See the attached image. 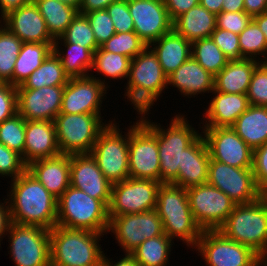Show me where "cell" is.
<instances>
[{"mask_svg": "<svg viewBox=\"0 0 267 266\" xmlns=\"http://www.w3.org/2000/svg\"><path fill=\"white\" fill-rule=\"evenodd\" d=\"M7 200L11 222L51 230L57 225V198L28 170L11 180ZM9 197V198H8Z\"/></svg>", "mask_w": 267, "mask_h": 266, "instance_id": "cell-1", "label": "cell"}, {"mask_svg": "<svg viewBox=\"0 0 267 266\" xmlns=\"http://www.w3.org/2000/svg\"><path fill=\"white\" fill-rule=\"evenodd\" d=\"M104 235L56 225L50 230L51 266H101Z\"/></svg>", "mask_w": 267, "mask_h": 266, "instance_id": "cell-2", "label": "cell"}, {"mask_svg": "<svg viewBox=\"0 0 267 266\" xmlns=\"http://www.w3.org/2000/svg\"><path fill=\"white\" fill-rule=\"evenodd\" d=\"M155 210L162 221L164 233L171 240H182L193 251L203 230L193 217L186 189L171 183H162Z\"/></svg>", "mask_w": 267, "mask_h": 266, "instance_id": "cell-3", "label": "cell"}, {"mask_svg": "<svg viewBox=\"0 0 267 266\" xmlns=\"http://www.w3.org/2000/svg\"><path fill=\"white\" fill-rule=\"evenodd\" d=\"M218 230L250 247L267 263V201L263 197L249 204H236Z\"/></svg>", "mask_w": 267, "mask_h": 266, "instance_id": "cell-4", "label": "cell"}, {"mask_svg": "<svg viewBox=\"0 0 267 266\" xmlns=\"http://www.w3.org/2000/svg\"><path fill=\"white\" fill-rule=\"evenodd\" d=\"M57 225L107 234L108 206L70 185L57 200Z\"/></svg>", "mask_w": 267, "mask_h": 266, "instance_id": "cell-5", "label": "cell"}, {"mask_svg": "<svg viewBox=\"0 0 267 266\" xmlns=\"http://www.w3.org/2000/svg\"><path fill=\"white\" fill-rule=\"evenodd\" d=\"M157 130V143L160 159V182L172 183L178 177V168H182L184 149L200 134L190 125L184 114H176L169 127L160 123L149 122Z\"/></svg>", "mask_w": 267, "mask_h": 266, "instance_id": "cell-6", "label": "cell"}, {"mask_svg": "<svg viewBox=\"0 0 267 266\" xmlns=\"http://www.w3.org/2000/svg\"><path fill=\"white\" fill-rule=\"evenodd\" d=\"M101 114L59 113L54 124L57 142L62 154H90L99 133L115 119L102 122Z\"/></svg>", "mask_w": 267, "mask_h": 266, "instance_id": "cell-7", "label": "cell"}, {"mask_svg": "<svg viewBox=\"0 0 267 266\" xmlns=\"http://www.w3.org/2000/svg\"><path fill=\"white\" fill-rule=\"evenodd\" d=\"M118 124V125H117ZM119 123H109L100 133L90 154L112 183L129 178V128L122 135ZM121 130V131H120Z\"/></svg>", "mask_w": 267, "mask_h": 266, "instance_id": "cell-8", "label": "cell"}, {"mask_svg": "<svg viewBox=\"0 0 267 266\" xmlns=\"http://www.w3.org/2000/svg\"><path fill=\"white\" fill-rule=\"evenodd\" d=\"M196 252L206 266H266L267 263L250 247L227 238L219 230H203Z\"/></svg>", "mask_w": 267, "mask_h": 266, "instance_id": "cell-9", "label": "cell"}, {"mask_svg": "<svg viewBox=\"0 0 267 266\" xmlns=\"http://www.w3.org/2000/svg\"><path fill=\"white\" fill-rule=\"evenodd\" d=\"M7 236L15 266H51L50 230L11 222Z\"/></svg>", "mask_w": 267, "mask_h": 266, "instance_id": "cell-10", "label": "cell"}, {"mask_svg": "<svg viewBox=\"0 0 267 266\" xmlns=\"http://www.w3.org/2000/svg\"><path fill=\"white\" fill-rule=\"evenodd\" d=\"M157 130L148 122L129 127V176L160 182Z\"/></svg>", "mask_w": 267, "mask_h": 266, "instance_id": "cell-11", "label": "cell"}, {"mask_svg": "<svg viewBox=\"0 0 267 266\" xmlns=\"http://www.w3.org/2000/svg\"><path fill=\"white\" fill-rule=\"evenodd\" d=\"M161 184L155 180L131 177L112 184L111 201L108 206L109 220L114 216L155 209Z\"/></svg>", "mask_w": 267, "mask_h": 266, "instance_id": "cell-12", "label": "cell"}, {"mask_svg": "<svg viewBox=\"0 0 267 266\" xmlns=\"http://www.w3.org/2000/svg\"><path fill=\"white\" fill-rule=\"evenodd\" d=\"M191 212L202 230H218L236 203L218 188L206 183L186 189Z\"/></svg>", "mask_w": 267, "mask_h": 266, "instance_id": "cell-13", "label": "cell"}, {"mask_svg": "<svg viewBox=\"0 0 267 266\" xmlns=\"http://www.w3.org/2000/svg\"><path fill=\"white\" fill-rule=\"evenodd\" d=\"M115 234L116 243L130 254L146 239L164 234L163 224L155 209L114 216L109 220L108 232Z\"/></svg>", "mask_w": 267, "mask_h": 266, "instance_id": "cell-14", "label": "cell"}, {"mask_svg": "<svg viewBox=\"0 0 267 266\" xmlns=\"http://www.w3.org/2000/svg\"><path fill=\"white\" fill-rule=\"evenodd\" d=\"M207 183L224 192L236 204H249L262 197L252 168H237L210 160Z\"/></svg>", "mask_w": 267, "mask_h": 266, "instance_id": "cell-15", "label": "cell"}, {"mask_svg": "<svg viewBox=\"0 0 267 266\" xmlns=\"http://www.w3.org/2000/svg\"><path fill=\"white\" fill-rule=\"evenodd\" d=\"M210 160L237 168H252L253 150L232 127H201Z\"/></svg>", "mask_w": 267, "mask_h": 266, "instance_id": "cell-16", "label": "cell"}, {"mask_svg": "<svg viewBox=\"0 0 267 266\" xmlns=\"http://www.w3.org/2000/svg\"><path fill=\"white\" fill-rule=\"evenodd\" d=\"M108 88L90 76L70 78L64 86L60 113L101 114Z\"/></svg>", "mask_w": 267, "mask_h": 266, "instance_id": "cell-17", "label": "cell"}, {"mask_svg": "<svg viewBox=\"0 0 267 266\" xmlns=\"http://www.w3.org/2000/svg\"><path fill=\"white\" fill-rule=\"evenodd\" d=\"M134 32L149 46L172 30L164 0H128Z\"/></svg>", "mask_w": 267, "mask_h": 266, "instance_id": "cell-18", "label": "cell"}, {"mask_svg": "<svg viewBox=\"0 0 267 266\" xmlns=\"http://www.w3.org/2000/svg\"><path fill=\"white\" fill-rule=\"evenodd\" d=\"M64 86L17 89V113L28 121H54L60 113Z\"/></svg>", "mask_w": 267, "mask_h": 266, "instance_id": "cell-19", "label": "cell"}, {"mask_svg": "<svg viewBox=\"0 0 267 266\" xmlns=\"http://www.w3.org/2000/svg\"><path fill=\"white\" fill-rule=\"evenodd\" d=\"M70 185L109 206L112 183L91 154L70 155Z\"/></svg>", "mask_w": 267, "mask_h": 266, "instance_id": "cell-20", "label": "cell"}, {"mask_svg": "<svg viewBox=\"0 0 267 266\" xmlns=\"http://www.w3.org/2000/svg\"><path fill=\"white\" fill-rule=\"evenodd\" d=\"M0 23L22 42L54 43L34 1L10 12Z\"/></svg>", "mask_w": 267, "mask_h": 266, "instance_id": "cell-21", "label": "cell"}, {"mask_svg": "<svg viewBox=\"0 0 267 266\" xmlns=\"http://www.w3.org/2000/svg\"><path fill=\"white\" fill-rule=\"evenodd\" d=\"M210 153L202 133L186 148L183 153L182 168H178V177L171 183L188 189L206 184Z\"/></svg>", "mask_w": 267, "mask_h": 266, "instance_id": "cell-22", "label": "cell"}, {"mask_svg": "<svg viewBox=\"0 0 267 266\" xmlns=\"http://www.w3.org/2000/svg\"><path fill=\"white\" fill-rule=\"evenodd\" d=\"M61 154L54 121L25 120L24 163Z\"/></svg>", "mask_w": 267, "mask_h": 266, "instance_id": "cell-23", "label": "cell"}, {"mask_svg": "<svg viewBox=\"0 0 267 266\" xmlns=\"http://www.w3.org/2000/svg\"><path fill=\"white\" fill-rule=\"evenodd\" d=\"M27 170L57 199L70 186V155L35 160Z\"/></svg>", "mask_w": 267, "mask_h": 266, "instance_id": "cell-24", "label": "cell"}, {"mask_svg": "<svg viewBox=\"0 0 267 266\" xmlns=\"http://www.w3.org/2000/svg\"><path fill=\"white\" fill-rule=\"evenodd\" d=\"M211 93L213 97L203 113V123L200 122L202 127H231L250 106L247 95L223 93L215 89Z\"/></svg>", "mask_w": 267, "mask_h": 266, "instance_id": "cell-25", "label": "cell"}, {"mask_svg": "<svg viewBox=\"0 0 267 266\" xmlns=\"http://www.w3.org/2000/svg\"><path fill=\"white\" fill-rule=\"evenodd\" d=\"M126 84L146 87L159 97L168 89L167 76L150 46L132 59Z\"/></svg>", "mask_w": 267, "mask_h": 266, "instance_id": "cell-26", "label": "cell"}, {"mask_svg": "<svg viewBox=\"0 0 267 266\" xmlns=\"http://www.w3.org/2000/svg\"><path fill=\"white\" fill-rule=\"evenodd\" d=\"M214 78L191 56L167 76V86L175 87L181 95L191 98L198 94L211 93L214 90Z\"/></svg>", "mask_w": 267, "mask_h": 266, "instance_id": "cell-27", "label": "cell"}, {"mask_svg": "<svg viewBox=\"0 0 267 266\" xmlns=\"http://www.w3.org/2000/svg\"><path fill=\"white\" fill-rule=\"evenodd\" d=\"M259 63L260 61L249 58L229 60L215 76L214 89L223 93L246 95L252 74Z\"/></svg>", "mask_w": 267, "mask_h": 266, "instance_id": "cell-28", "label": "cell"}, {"mask_svg": "<svg viewBox=\"0 0 267 266\" xmlns=\"http://www.w3.org/2000/svg\"><path fill=\"white\" fill-rule=\"evenodd\" d=\"M149 46L156 53L166 76L173 73L191 57V43L173 29Z\"/></svg>", "mask_w": 267, "mask_h": 266, "instance_id": "cell-29", "label": "cell"}, {"mask_svg": "<svg viewBox=\"0 0 267 266\" xmlns=\"http://www.w3.org/2000/svg\"><path fill=\"white\" fill-rule=\"evenodd\" d=\"M172 29L190 43L210 38L216 29V15L198 4L175 18Z\"/></svg>", "mask_w": 267, "mask_h": 266, "instance_id": "cell-30", "label": "cell"}, {"mask_svg": "<svg viewBox=\"0 0 267 266\" xmlns=\"http://www.w3.org/2000/svg\"><path fill=\"white\" fill-rule=\"evenodd\" d=\"M231 127L254 151L267 142V107L250 105Z\"/></svg>", "mask_w": 267, "mask_h": 266, "instance_id": "cell-31", "label": "cell"}, {"mask_svg": "<svg viewBox=\"0 0 267 266\" xmlns=\"http://www.w3.org/2000/svg\"><path fill=\"white\" fill-rule=\"evenodd\" d=\"M59 45L65 48L63 49ZM53 52L60 58L65 73L69 78L86 77L89 76L90 71H93L91 68L94 53L87 47L73 43L62 44V41L57 38L54 40Z\"/></svg>", "mask_w": 267, "mask_h": 266, "instance_id": "cell-32", "label": "cell"}, {"mask_svg": "<svg viewBox=\"0 0 267 266\" xmlns=\"http://www.w3.org/2000/svg\"><path fill=\"white\" fill-rule=\"evenodd\" d=\"M131 61L132 59L127 56L104 51L101 47H99L94 52L93 65L91 69L98 73L97 76H102L95 77L96 75H93L92 71L89 76L97 79L100 83L109 88L108 83L105 81H109V79H106V77L110 78V80L113 79L114 82L115 79L124 80L125 78L127 80ZM103 76L104 78H102Z\"/></svg>", "mask_w": 267, "mask_h": 266, "instance_id": "cell-33", "label": "cell"}, {"mask_svg": "<svg viewBox=\"0 0 267 266\" xmlns=\"http://www.w3.org/2000/svg\"><path fill=\"white\" fill-rule=\"evenodd\" d=\"M54 43L23 42L13 71V86H20L53 51Z\"/></svg>", "mask_w": 267, "mask_h": 266, "instance_id": "cell-34", "label": "cell"}, {"mask_svg": "<svg viewBox=\"0 0 267 266\" xmlns=\"http://www.w3.org/2000/svg\"><path fill=\"white\" fill-rule=\"evenodd\" d=\"M44 18L50 36L60 38L78 14V10L59 0H33Z\"/></svg>", "mask_w": 267, "mask_h": 266, "instance_id": "cell-35", "label": "cell"}, {"mask_svg": "<svg viewBox=\"0 0 267 266\" xmlns=\"http://www.w3.org/2000/svg\"><path fill=\"white\" fill-rule=\"evenodd\" d=\"M69 76L61 64L60 58L51 52L44 62L17 89H39L44 86H65Z\"/></svg>", "mask_w": 267, "mask_h": 266, "instance_id": "cell-36", "label": "cell"}, {"mask_svg": "<svg viewBox=\"0 0 267 266\" xmlns=\"http://www.w3.org/2000/svg\"><path fill=\"white\" fill-rule=\"evenodd\" d=\"M165 233L141 243L130 255L139 266H167L174 245Z\"/></svg>", "mask_w": 267, "mask_h": 266, "instance_id": "cell-37", "label": "cell"}, {"mask_svg": "<svg viewBox=\"0 0 267 266\" xmlns=\"http://www.w3.org/2000/svg\"><path fill=\"white\" fill-rule=\"evenodd\" d=\"M191 56L213 76H216L229 61L211 37L191 43Z\"/></svg>", "mask_w": 267, "mask_h": 266, "instance_id": "cell-38", "label": "cell"}, {"mask_svg": "<svg viewBox=\"0 0 267 266\" xmlns=\"http://www.w3.org/2000/svg\"><path fill=\"white\" fill-rule=\"evenodd\" d=\"M23 42L0 23V79L13 85L15 62Z\"/></svg>", "mask_w": 267, "mask_h": 266, "instance_id": "cell-39", "label": "cell"}, {"mask_svg": "<svg viewBox=\"0 0 267 266\" xmlns=\"http://www.w3.org/2000/svg\"><path fill=\"white\" fill-rule=\"evenodd\" d=\"M59 39L62 43H73L87 47L93 53L99 48L89 20L85 14L79 12Z\"/></svg>", "mask_w": 267, "mask_h": 266, "instance_id": "cell-40", "label": "cell"}, {"mask_svg": "<svg viewBox=\"0 0 267 266\" xmlns=\"http://www.w3.org/2000/svg\"><path fill=\"white\" fill-rule=\"evenodd\" d=\"M239 47L243 58L260 61L262 57L266 56L267 41L265 35L253 20L239 34Z\"/></svg>", "mask_w": 267, "mask_h": 266, "instance_id": "cell-41", "label": "cell"}, {"mask_svg": "<svg viewBox=\"0 0 267 266\" xmlns=\"http://www.w3.org/2000/svg\"><path fill=\"white\" fill-rule=\"evenodd\" d=\"M0 142L22 156L24 161L25 119L15 114L0 123Z\"/></svg>", "mask_w": 267, "mask_h": 266, "instance_id": "cell-42", "label": "cell"}, {"mask_svg": "<svg viewBox=\"0 0 267 266\" xmlns=\"http://www.w3.org/2000/svg\"><path fill=\"white\" fill-rule=\"evenodd\" d=\"M100 47L104 51L122 54L133 59L147 47V44L134 31H131L115 33Z\"/></svg>", "mask_w": 267, "mask_h": 266, "instance_id": "cell-43", "label": "cell"}, {"mask_svg": "<svg viewBox=\"0 0 267 266\" xmlns=\"http://www.w3.org/2000/svg\"><path fill=\"white\" fill-rule=\"evenodd\" d=\"M126 90L124 96H127V101H130L133 109L137 111V114L140 119L135 122V124H146L151 121L148 119L150 108L154 106V102L159 100V96L152 92L151 90L147 89L146 87L142 86H135V85H126ZM148 119V120H147Z\"/></svg>", "mask_w": 267, "mask_h": 266, "instance_id": "cell-44", "label": "cell"}, {"mask_svg": "<svg viewBox=\"0 0 267 266\" xmlns=\"http://www.w3.org/2000/svg\"><path fill=\"white\" fill-rule=\"evenodd\" d=\"M246 95L250 105L267 107V70L261 63L252 74Z\"/></svg>", "mask_w": 267, "mask_h": 266, "instance_id": "cell-45", "label": "cell"}, {"mask_svg": "<svg viewBox=\"0 0 267 266\" xmlns=\"http://www.w3.org/2000/svg\"><path fill=\"white\" fill-rule=\"evenodd\" d=\"M85 15L89 20L99 47L116 33L112 19L106 9L87 12Z\"/></svg>", "mask_w": 267, "mask_h": 266, "instance_id": "cell-46", "label": "cell"}, {"mask_svg": "<svg viewBox=\"0 0 267 266\" xmlns=\"http://www.w3.org/2000/svg\"><path fill=\"white\" fill-rule=\"evenodd\" d=\"M27 170L22 156L0 142V176L16 179Z\"/></svg>", "mask_w": 267, "mask_h": 266, "instance_id": "cell-47", "label": "cell"}, {"mask_svg": "<svg viewBox=\"0 0 267 266\" xmlns=\"http://www.w3.org/2000/svg\"><path fill=\"white\" fill-rule=\"evenodd\" d=\"M211 38L229 60L243 59L238 34L216 28L211 34Z\"/></svg>", "mask_w": 267, "mask_h": 266, "instance_id": "cell-48", "label": "cell"}, {"mask_svg": "<svg viewBox=\"0 0 267 266\" xmlns=\"http://www.w3.org/2000/svg\"><path fill=\"white\" fill-rule=\"evenodd\" d=\"M116 33L134 31L133 19L128 8V0H117L106 8Z\"/></svg>", "mask_w": 267, "mask_h": 266, "instance_id": "cell-49", "label": "cell"}, {"mask_svg": "<svg viewBox=\"0 0 267 266\" xmlns=\"http://www.w3.org/2000/svg\"><path fill=\"white\" fill-rule=\"evenodd\" d=\"M252 17L245 11L224 12L216 15V28L240 34L250 23Z\"/></svg>", "mask_w": 267, "mask_h": 266, "instance_id": "cell-50", "label": "cell"}, {"mask_svg": "<svg viewBox=\"0 0 267 266\" xmlns=\"http://www.w3.org/2000/svg\"><path fill=\"white\" fill-rule=\"evenodd\" d=\"M17 114V88L9 83L0 86V123Z\"/></svg>", "mask_w": 267, "mask_h": 266, "instance_id": "cell-51", "label": "cell"}, {"mask_svg": "<svg viewBox=\"0 0 267 266\" xmlns=\"http://www.w3.org/2000/svg\"><path fill=\"white\" fill-rule=\"evenodd\" d=\"M252 172L257 187L263 191L267 187V142L253 151Z\"/></svg>", "mask_w": 267, "mask_h": 266, "instance_id": "cell-52", "label": "cell"}, {"mask_svg": "<svg viewBox=\"0 0 267 266\" xmlns=\"http://www.w3.org/2000/svg\"><path fill=\"white\" fill-rule=\"evenodd\" d=\"M164 2L172 21L192 7L200 4V0H164Z\"/></svg>", "mask_w": 267, "mask_h": 266, "instance_id": "cell-53", "label": "cell"}, {"mask_svg": "<svg viewBox=\"0 0 267 266\" xmlns=\"http://www.w3.org/2000/svg\"><path fill=\"white\" fill-rule=\"evenodd\" d=\"M11 224L10 206L8 200L0 201V245L3 236L6 237ZM6 233V234H5Z\"/></svg>", "mask_w": 267, "mask_h": 266, "instance_id": "cell-54", "label": "cell"}, {"mask_svg": "<svg viewBox=\"0 0 267 266\" xmlns=\"http://www.w3.org/2000/svg\"><path fill=\"white\" fill-rule=\"evenodd\" d=\"M117 0H82L79 13L105 10L111 3Z\"/></svg>", "mask_w": 267, "mask_h": 266, "instance_id": "cell-55", "label": "cell"}, {"mask_svg": "<svg viewBox=\"0 0 267 266\" xmlns=\"http://www.w3.org/2000/svg\"><path fill=\"white\" fill-rule=\"evenodd\" d=\"M244 9L251 17L267 13V0H244Z\"/></svg>", "mask_w": 267, "mask_h": 266, "instance_id": "cell-56", "label": "cell"}, {"mask_svg": "<svg viewBox=\"0 0 267 266\" xmlns=\"http://www.w3.org/2000/svg\"><path fill=\"white\" fill-rule=\"evenodd\" d=\"M31 2H33V0H0V19L2 20L10 12Z\"/></svg>", "mask_w": 267, "mask_h": 266, "instance_id": "cell-57", "label": "cell"}, {"mask_svg": "<svg viewBox=\"0 0 267 266\" xmlns=\"http://www.w3.org/2000/svg\"><path fill=\"white\" fill-rule=\"evenodd\" d=\"M124 255V257L120 258L119 261L116 262V260L113 261L112 258L110 259L104 254L101 266H139L130 254Z\"/></svg>", "mask_w": 267, "mask_h": 266, "instance_id": "cell-58", "label": "cell"}, {"mask_svg": "<svg viewBox=\"0 0 267 266\" xmlns=\"http://www.w3.org/2000/svg\"><path fill=\"white\" fill-rule=\"evenodd\" d=\"M223 3V0H200V5L215 15L222 12Z\"/></svg>", "mask_w": 267, "mask_h": 266, "instance_id": "cell-59", "label": "cell"}, {"mask_svg": "<svg viewBox=\"0 0 267 266\" xmlns=\"http://www.w3.org/2000/svg\"><path fill=\"white\" fill-rule=\"evenodd\" d=\"M222 11L224 12H240L245 11L244 0H223Z\"/></svg>", "mask_w": 267, "mask_h": 266, "instance_id": "cell-60", "label": "cell"}, {"mask_svg": "<svg viewBox=\"0 0 267 266\" xmlns=\"http://www.w3.org/2000/svg\"><path fill=\"white\" fill-rule=\"evenodd\" d=\"M252 20L258 25L259 29L264 33L267 41V13L256 15L252 17Z\"/></svg>", "mask_w": 267, "mask_h": 266, "instance_id": "cell-61", "label": "cell"}, {"mask_svg": "<svg viewBox=\"0 0 267 266\" xmlns=\"http://www.w3.org/2000/svg\"><path fill=\"white\" fill-rule=\"evenodd\" d=\"M65 4L76 8L79 11L82 0H59Z\"/></svg>", "mask_w": 267, "mask_h": 266, "instance_id": "cell-62", "label": "cell"}, {"mask_svg": "<svg viewBox=\"0 0 267 266\" xmlns=\"http://www.w3.org/2000/svg\"><path fill=\"white\" fill-rule=\"evenodd\" d=\"M267 55V54H266ZM260 63L263 65V67L267 70V56H265L264 58H262V60H260Z\"/></svg>", "mask_w": 267, "mask_h": 266, "instance_id": "cell-63", "label": "cell"}, {"mask_svg": "<svg viewBox=\"0 0 267 266\" xmlns=\"http://www.w3.org/2000/svg\"><path fill=\"white\" fill-rule=\"evenodd\" d=\"M262 197L267 201V187L262 191Z\"/></svg>", "mask_w": 267, "mask_h": 266, "instance_id": "cell-64", "label": "cell"}, {"mask_svg": "<svg viewBox=\"0 0 267 266\" xmlns=\"http://www.w3.org/2000/svg\"><path fill=\"white\" fill-rule=\"evenodd\" d=\"M4 82L0 79V86L3 84Z\"/></svg>", "mask_w": 267, "mask_h": 266, "instance_id": "cell-65", "label": "cell"}]
</instances>
